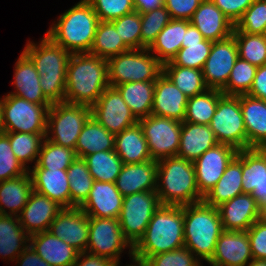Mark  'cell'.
Here are the masks:
<instances>
[{"label": "cell", "mask_w": 266, "mask_h": 266, "mask_svg": "<svg viewBox=\"0 0 266 266\" xmlns=\"http://www.w3.org/2000/svg\"><path fill=\"white\" fill-rule=\"evenodd\" d=\"M126 247L130 248L129 255H133V246L124 237L118 219L89 217L86 252L120 262V254Z\"/></svg>", "instance_id": "obj_13"}, {"label": "cell", "mask_w": 266, "mask_h": 266, "mask_svg": "<svg viewBox=\"0 0 266 266\" xmlns=\"http://www.w3.org/2000/svg\"><path fill=\"white\" fill-rule=\"evenodd\" d=\"M91 116L114 135L138 123L119 91L110 86L91 107Z\"/></svg>", "instance_id": "obj_14"}, {"label": "cell", "mask_w": 266, "mask_h": 266, "mask_svg": "<svg viewBox=\"0 0 266 266\" xmlns=\"http://www.w3.org/2000/svg\"><path fill=\"white\" fill-rule=\"evenodd\" d=\"M48 231L79 252H86L89 216L80 207L63 208Z\"/></svg>", "instance_id": "obj_17"}, {"label": "cell", "mask_w": 266, "mask_h": 266, "mask_svg": "<svg viewBox=\"0 0 266 266\" xmlns=\"http://www.w3.org/2000/svg\"><path fill=\"white\" fill-rule=\"evenodd\" d=\"M266 174V148L242 150V190L263 202L262 181Z\"/></svg>", "instance_id": "obj_31"}, {"label": "cell", "mask_w": 266, "mask_h": 266, "mask_svg": "<svg viewBox=\"0 0 266 266\" xmlns=\"http://www.w3.org/2000/svg\"><path fill=\"white\" fill-rule=\"evenodd\" d=\"M110 87L126 82L156 81L163 73V64L147 48L131 49L109 58Z\"/></svg>", "instance_id": "obj_7"}, {"label": "cell", "mask_w": 266, "mask_h": 266, "mask_svg": "<svg viewBox=\"0 0 266 266\" xmlns=\"http://www.w3.org/2000/svg\"><path fill=\"white\" fill-rule=\"evenodd\" d=\"M14 82L16 92L14 96L26 99L36 104H52L43 94L37 72L32 60L22 52L15 65Z\"/></svg>", "instance_id": "obj_28"}, {"label": "cell", "mask_w": 266, "mask_h": 266, "mask_svg": "<svg viewBox=\"0 0 266 266\" xmlns=\"http://www.w3.org/2000/svg\"><path fill=\"white\" fill-rule=\"evenodd\" d=\"M62 209L63 207L57 202L33 190L18 217L22 228L32 235L48 231L52 221Z\"/></svg>", "instance_id": "obj_20"}, {"label": "cell", "mask_w": 266, "mask_h": 266, "mask_svg": "<svg viewBox=\"0 0 266 266\" xmlns=\"http://www.w3.org/2000/svg\"><path fill=\"white\" fill-rule=\"evenodd\" d=\"M135 11L144 13L164 6V0H133Z\"/></svg>", "instance_id": "obj_60"}, {"label": "cell", "mask_w": 266, "mask_h": 266, "mask_svg": "<svg viewBox=\"0 0 266 266\" xmlns=\"http://www.w3.org/2000/svg\"><path fill=\"white\" fill-rule=\"evenodd\" d=\"M247 234L253 259H266V225L255 221Z\"/></svg>", "instance_id": "obj_54"}, {"label": "cell", "mask_w": 266, "mask_h": 266, "mask_svg": "<svg viewBox=\"0 0 266 266\" xmlns=\"http://www.w3.org/2000/svg\"><path fill=\"white\" fill-rule=\"evenodd\" d=\"M156 190L123 197L118 221L124 237L134 246L143 236L155 210L160 206Z\"/></svg>", "instance_id": "obj_10"}, {"label": "cell", "mask_w": 266, "mask_h": 266, "mask_svg": "<svg viewBox=\"0 0 266 266\" xmlns=\"http://www.w3.org/2000/svg\"><path fill=\"white\" fill-rule=\"evenodd\" d=\"M130 257L132 258V263L134 264L131 263V265L127 266H150L149 262L146 259L139 258L135 255H131ZM114 266H119V262H115Z\"/></svg>", "instance_id": "obj_62"}, {"label": "cell", "mask_w": 266, "mask_h": 266, "mask_svg": "<svg viewBox=\"0 0 266 266\" xmlns=\"http://www.w3.org/2000/svg\"><path fill=\"white\" fill-rule=\"evenodd\" d=\"M114 150L123 164L152 160L147 140L139 123L115 135Z\"/></svg>", "instance_id": "obj_32"}, {"label": "cell", "mask_w": 266, "mask_h": 266, "mask_svg": "<svg viewBox=\"0 0 266 266\" xmlns=\"http://www.w3.org/2000/svg\"><path fill=\"white\" fill-rule=\"evenodd\" d=\"M32 191L33 183L29 171L22 176L1 181L0 214L19 216L28 202ZM5 207L9 209V213L6 211Z\"/></svg>", "instance_id": "obj_33"}, {"label": "cell", "mask_w": 266, "mask_h": 266, "mask_svg": "<svg viewBox=\"0 0 266 266\" xmlns=\"http://www.w3.org/2000/svg\"><path fill=\"white\" fill-rule=\"evenodd\" d=\"M114 142L115 135L91 116L77 138L75 152L78 158L84 159L87 155L96 152L114 150Z\"/></svg>", "instance_id": "obj_35"}, {"label": "cell", "mask_w": 266, "mask_h": 266, "mask_svg": "<svg viewBox=\"0 0 266 266\" xmlns=\"http://www.w3.org/2000/svg\"><path fill=\"white\" fill-rule=\"evenodd\" d=\"M115 184L123 197L142 191L156 190L157 161L152 159L142 163L123 164Z\"/></svg>", "instance_id": "obj_23"}, {"label": "cell", "mask_w": 266, "mask_h": 266, "mask_svg": "<svg viewBox=\"0 0 266 266\" xmlns=\"http://www.w3.org/2000/svg\"><path fill=\"white\" fill-rule=\"evenodd\" d=\"M170 20L165 6L141 13V49L148 48Z\"/></svg>", "instance_id": "obj_48"}, {"label": "cell", "mask_w": 266, "mask_h": 266, "mask_svg": "<svg viewBox=\"0 0 266 266\" xmlns=\"http://www.w3.org/2000/svg\"><path fill=\"white\" fill-rule=\"evenodd\" d=\"M234 28L247 34L266 35V0H254Z\"/></svg>", "instance_id": "obj_49"}, {"label": "cell", "mask_w": 266, "mask_h": 266, "mask_svg": "<svg viewBox=\"0 0 266 266\" xmlns=\"http://www.w3.org/2000/svg\"><path fill=\"white\" fill-rule=\"evenodd\" d=\"M248 95L266 101V64L257 67L253 85Z\"/></svg>", "instance_id": "obj_57"}, {"label": "cell", "mask_w": 266, "mask_h": 266, "mask_svg": "<svg viewBox=\"0 0 266 266\" xmlns=\"http://www.w3.org/2000/svg\"><path fill=\"white\" fill-rule=\"evenodd\" d=\"M237 153L233 146L218 143L193 162L196 184L202 197L216 185Z\"/></svg>", "instance_id": "obj_15"}, {"label": "cell", "mask_w": 266, "mask_h": 266, "mask_svg": "<svg viewBox=\"0 0 266 266\" xmlns=\"http://www.w3.org/2000/svg\"><path fill=\"white\" fill-rule=\"evenodd\" d=\"M29 243L31 248L51 266H72L80 253L49 231L30 235Z\"/></svg>", "instance_id": "obj_25"}, {"label": "cell", "mask_w": 266, "mask_h": 266, "mask_svg": "<svg viewBox=\"0 0 266 266\" xmlns=\"http://www.w3.org/2000/svg\"><path fill=\"white\" fill-rule=\"evenodd\" d=\"M204 39L201 32L188 20V28L182 43L202 42Z\"/></svg>", "instance_id": "obj_61"}, {"label": "cell", "mask_w": 266, "mask_h": 266, "mask_svg": "<svg viewBox=\"0 0 266 266\" xmlns=\"http://www.w3.org/2000/svg\"><path fill=\"white\" fill-rule=\"evenodd\" d=\"M238 55L250 64L260 67L266 64V35L247 34L233 29Z\"/></svg>", "instance_id": "obj_45"}, {"label": "cell", "mask_w": 266, "mask_h": 266, "mask_svg": "<svg viewBox=\"0 0 266 266\" xmlns=\"http://www.w3.org/2000/svg\"><path fill=\"white\" fill-rule=\"evenodd\" d=\"M33 190L57 202L63 208H70V187L67 170L29 169Z\"/></svg>", "instance_id": "obj_26"}, {"label": "cell", "mask_w": 266, "mask_h": 266, "mask_svg": "<svg viewBox=\"0 0 266 266\" xmlns=\"http://www.w3.org/2000/svg\"><path fill=\"white\" fill-rule=\"evenodd\" d=\"M263 202H266V174L262 181Z\"/></svg>", "instance_id": "obj_66"}, {"label": "cell", "mask_w": 266, "mask_h": 266, "mask_svg": "<svg viewBox=\"0 0 266 266\" xmlns=\"http://www.w3.org/2000/svg\"><path fill=\"white\" fill-rule=\"evenodd\" d=\"M184 246V206L160 205L146 231L133 246V255L149 257Z\"/></svg>", "instance_id": "obj_2"}, {"label": "cell", "mask_w": 266, "mask_h": 266, "mask_svg": "<svg viewBox=\"0 0 266 266\" xmlns=\"http://www.w3.org/2000/svg\"><path fill=\"white\" fill-rule=\"evenodd\" d=\"M76 158L74 149L57 145L45 138L33 169L67 170Z\"/></svg>", "instance_id": "obj_43"}, {"label": "cell", "mask_w": 266, "mask_h": 266, "mask_svg": "<svg viewBox=\"0 0 266 266\" xmlns=\"http://www.w3.org/2000/svg\"><path fill=\"white\" fill-rule=\"evenodd\" d=\"M247 231H223L219 236L210 266H247L252 260Z\"/></svg>", "instance_id": "obj_18"}, {"label": "cell", "mask_w": 266, "mask_h": 266, "mask_svg": "<svg viewBox=\"0 0 266 266\" xmlns=\"http://www.w3.org/2000/svg\"><path fill=\"white\" fill-rule=\"evenodd\" d=\"M217 144L218 141L209 125L182 122L177 157L194 162Z\"/></svg>", "instance_id": "obj_29"}, {"label": "cell", "mask_w": 266, "mask_h": 266, "mask_svg": "<svg viewBox=\"0 0 266 266\" xmlns=\"http://www.w3.org/2000/svg\"><path fill=\"white\" fill-rule=\"evenodd\" d=\"M115 88L137 120L151 115L155 81L126 82Z\"/></svg>", "instance_id": "obj_36"}, {"label": "cell", "mask_w": 266, "mask_h": 266, "mask_svg": "<svg viewBox=\"0 0 266 266\" xmlns=\"http://www.w3.org/2000/svg\"><path fill=\"white\" fill-rule=\"evenodd\" d=\"M190 22L205 39L220 41L233 34L234 24L211 1L203 0Z\"/></svg>", "instance_id": "obj_24"}, {"label": "cell", "mask_w": 266, "mask_h": 266, "mask_svg": "<svg viewBox=\"0 0 266 266\" xmlns=\"http://www.w3.org/2000/svg\"><path fill=\"white\" fill-rule=\"evenodd\" d=\"M187 28L188 20L171 19L147 49L162 64L170 62L181 49Z\"/></svg>", "instance_id": "obj_34"}, {"label": "cell", "mask_w": 266, "mask_h": 266, "mask_svg": "<svg viewBox=\"0 0 266 266\" xmlns=\"http://www.w3.org/2000/svg\"><path fill=\"white\" fill-rule=\"evenodd\" d=\"M150 266H200V260L185 246L147 259Z\"/></svg>", "instance_id": "obj_53"}, {"label": "cell", "mask_w": 266, "mask_h": 266, "mask_svg": "<svg viewBox=\"0 0 266 266\" xmlns=\"http://www.w3.org/2000/svg\"><path fill=\"white\" fill-rule=\"evenodd\" d=\"M247 266H266V259H252Z\"/></svg>", "instance_id": "obj_64"}, {"label": "cell", "mask_w": 266, "mask_h": 266, "mask_svg": "<svg viewBox=\"0 0 266 266\" xmlns=\"http://www.w3.org/2000/svg\"><path fill=\"white\" fill-rule=\"evenodd\" d=\"M4 133V123H3V99L0 100V134Z\"/></svg>", "instance_id": "obj_65"}, {"label": "cell", "mask_w": 266, "mask_h": 266, "mask_svg": "<svg viewBox=\"0 0 266 266\" xmlns=\"http://www.w3.org/2000/svg\"><path fill=\"white\" fill-rule=\"evenodd\" d=\"M213 41L204 39L202 42L182 43L181 49L171 62L176 66H183L203 70Z\"/></svg>", "instance_id": "obj_47"}, {"label": "cell", "mask_w": 266, "mask_h": 266, "mask_svg": "<svg viewBox=\"0 0 266 266\" xmlns=\"http://www.w3.org/2000/svg\"><path fill=\"white\" fill-rule=\"evenodd\" d=\"M115 262L103 256L80 252L72 266H114Z\"/></svg>", "instance_id": "obj_58"}, {"label": "cell", "mask_w": 266, "mask_h": 266, "mask_svg": "<svg viewBox=\"0 0 266 266\" xmlns=\"http://www.w3.org/2000/svg\"><path fill=\"white\" fill-rule=\"evenodd\" d=\"M122 202L123 195L115 183L94 181L88 198L80 208L89 217L118 219Z\"/></svg>", "instance_id": "obj_22"}, {"label": "cell", "mask_w": 266, "mask_h": 266, "mask_svg": "<svg viewBox=\"0 0 266 266\" xmlns=\"http://www.w3.org/2000/svg\"><path fill=\"white\" fill-rule=\"evenodd\" d=\"M203 0H164L171 19L191 20Z\"/></svg>", "instance_id": "obj_55"}, {"label": "cell", "mask_w": 266, "mask_h": 266, "mask_svg": "<svg viewBox=\"0 0 266 266\" xmlns=\"http://www.w3.org/2000/svg\"><path fill=\"white\" fill-rule=\"evenodd\" d=\"M84 160L90 175L95 181L100 182L115 183L123 166V162L115 150L96 152L87 155Z\"/></svg>", "instance_id": "obj_41"}, {"label": "cell", "mask_w": 266, "mask_h": 266, "mask_svg": "<svg viewBox=\"0 0 266 266\" xmlns=\"http://www.w3.org/2000/svg\"><path fill=\"white\" fill-rule=\"evenodd\" d=\"M23 52L32 60L40 75L39 83L44 96L51 103L64 102L71 53L46 35L39 44L28 41Z\"/></svg>", "instance_id": "obj_3"}, {"label": "cell", "mask_w": 266, "mask_h": 266, "mask_svg": "<svg viewBox=\"0 0 266 266\" xmlns=\"http://www.w3.org/2000/svg\"><path fill=\"white\" fill-rule=\"evenodd\" d=\"M188 97L162 73L155 81L152 115L183 122Z\"/></svg>", "instance_id": "obj_21"}, {"label": "cell", "mask_w": 266, "mask_h": 266, "mask_svg": "<svg viewBox=\"0 0 266 266\" xmlns=\"http://www.w3.org/2000/svg\"><path fill=\"white\" fill-rule=\"evenodd\" d=\"M109 86L106 59L90 53L71 54L64 102L92 107Z\"/></svg>", "instance_id": "obj_1"}, {"label": "cell", "mask_w": 266, "mask_h": 266, "mask_svg": "<svg viewBox=\"0 0 266 266\" xmlns=\"http://www.w3.org/2000/svg\"><path fill=\"white\" fill-rule=\"evenodd\" d=\"M70 187V208L80 207L88 198L94 183L90 175L86 161L76 158L67 168Z\"/></svg>", "instance_id": "obj_42"}, {"label": "cell", "mask_w": 266, "mask_h": 266, "mask_svg": "<svg viewBox=\"0 0 266 266\" xmlns=\"http://www.w3.org/2000/svg\"><path fill=\"white\" fill-rule=\"evenodd\" d=\"M111 22L130 49H141V13L134 11Z\"/></svg>", "instance_id": "obj_50"}, {"label": "cell", "mask_w": 266, "mask_h": 266, "mask_svg": "<svg viewBox=\"0 0 266 266\" xmlns=\"http://www.w3.org/2000/svg\"><path fill=\"white\" fill-rule=\"evenodd\" d=\"M220 144L247 149V135L239 96L223 95L209 124Z\"/></svg>", "instance_id": "obj_11"}, {"label": "cell", "mask_w": 266, "mask_h": 266, "mask_svg": "<svg viewBox=\"0 0 266 266\" xmlns=\"http://www.w3.org/2000/svg\"><path fill=\"white\" fill-rule=\"evenodd\" d=\"M29 236L18 216L0 214V256L14 261L29 245Z\"/></svg>", "instance_id": "obj_37"}, {"label": "cell", "mask_w": 266, "mask_h": 266, "mask_svg": "<svg viewBox=\"0 0 266 266\" xmlns=\"http://www.w3.org/2000/svg\"><path fill=\"white\" fill-rule=\"evenodd\" d=\"M138 123L142 127L153 160L177 156L182 122L151 114L138 120Z\"/></svg>", "instance_id": "obj_12"}, {"label": "cell", "mask_w": 266, "mask_h": 266, "mask_svg": "<svg viewBox=\"0 0 266 266\" xmlns=\"http://www.w3.org/2000/svg\"><path fill=\"white\" fill-rule=\"evenodd\" d=\"M58 18L45 35L71 54L89 53L100 22L93 7L81 0Z\"/></svg>", "instance_id": "obj_4"}, {"label": "cell", "mask_w": 266, "mask_h": 266, "mask_svg": "<svg viewBox=\"0 0 266 266\" xmlns=\"http://www.w3.org/2000/svg\"><path fill=\"white\" fill-rule=\"evenodd\" d=\"M156 192L162 205L184 206L203 201L193 162L177 156L157 161Z\"/></svg>", "instance_id": "obj_5"}, {"label": "cell", "mask_w": 266, "mask_h": 266, "mask_svg": "<svg viewBox=\"0 0 266 266\" xmlns=\"http://www.w3.org/2000/svg\"><path fill=\"white\" fill-rule=\"evenodd\" d=\"M163 73L188 98L205 92L208 87L204 82L203 71L183 66H176L171 61L163 64Z\"/></svg>", "instance_id": "obj_39"}, {"label": "cell", "mask_w": 266, "mask_h": 266, "mask_svg": "<svg viewBox=\"0 0 266 266\" xmlns=\"http://www.w3.org/2000/svg\"><path fill=\"white\" fill-rule=\"evenodd\" d=\"M20 261V262H19ZM16 263L20 266H51L45 262L34 250L28 245L23 252L16 258Z\"/></svg>", "instance_id": "obj_59"}, {"label": "cell", "mask_w": 266, "mask_h": 266, "mask_svg": "<svg viewBox=\"0 0 266 266\" xmlns=\"http://www.w3.org/2000/svg\"><path fill=\"white\" fill-rule=\"evenodd\" d=\"M235 25L254 0H211Z\"/></svg>", "instance_id": "obj_56"}, {"label": "cell", "mask_w": 266, "mask_h": 266, "mask_svg": "<svg viewBox=\"0 0 266 266\" xmlns=\"http://www.w3.org/2000/svg\"><path fill=\"white\" fill-rule=\"evenodd\" d=\"M29 170L15 157L9 138L0 134V182L22 176Z\"/></svg>", "instance_id": "obj_51"}, {"label": "cell", "mask_w": 266, "mask_h": 266, "mask_svg": "<svg viewBox=\"0 0 266 266\" xmlns=\"http://www.w3.org/2000/svg\"><path fill=\"white\" fill-rule=\"evenodd\" d=\"M257 221L266 225V202L259 203V213Z\"/></svg>", "instance_id": "obj_63"}, {"label": "cell", "mask_w": 266, "mask_h": 266, "mask_svg": "<svg viewBox=\"0 0 266 266\" xmlns=\"http://www.w3.org/2000/svg\"><path fill=\"white\" fill-rule=\"evenodd\" d=\"M223 95L219 89L208 88L205 92L188 98L183 122L209 125L216 111L218 100Z\"/></svg>", "instance_id": "obj_40"}, {"label": "cell", "mask_w": 266, "mask_h": 266, "mask_svg": "<svg viewBox=\"0 0 266 266\" xmlns=\"http://www.w3.org/2000/svg\"><path fill=\"white\" fill-rule=\"evenodd\" d=\"M131 50L118 34L114 24L111 21H100L93 44L90 49V54L108 60L118 54Z\"/></svg>", "instance_id": "obj_38"}, {"label": "cell", "mask_w": 266, "mask_h": 266, "mask_svg": "<svg viewBox=\"0 0 266 266\" xmlns=\"http://www.w3.org/2000/svg\"><path fill=\"white\" fill-rule=\"evenodd\" d=\"M247 135V149L266 148V101L248 94L240 95Z\"/></svg>", "instance_id": "obj_27"}, {"label": "cell", "mask_w": 266, "mask_h": 266, "mask_svg": "<svg viewBox=\"0 0 266 266\" xmlns=\"http://www.w3.org/2000/svg\"><path fill=\"white\" fill-rule=\"evenodd\" d=\"M259 201L253 194L243 193L218 206L225 231H247L258 220Z\"/></svg>", "instance_id": "obj_19"}, {"label": "cell", "mask_w": 266, "mask_h": 266, "mask_svg": "<svg viewBox=\"0 0 266 266\" xmlns=\"http://www.w3.org/2000/svg\"><path fill=\"white\" fill-rule=\"evenodd\" d=\"M242 150L232 159L216 185L203 197V201L213 207L243 194L242 190Z\"/></svg>", "instance_id": "obj_30"}, {"label": "cell", "mask_w": 266, "mask_h": 266, "mask_svg": "<svg viewBox=\"0 0 266 266\" xmlns=\"http://www.w3.org/2000/svg\"><path fill=\"white\" fill-rule=\"evenodd\" d=\"M9 138L10 146L15 157L24 165L28 170L29 166H26L28 162L36 161L37 163L42 140L45 139L46 134H33L24 132H4Z\"/></svg>", "instance_id": "obj_44"}, {"label": "cell", "mask_w": 266, "mask_h": 266, "mask_svg": "<svg viewBox=\"0 0 266 266\" xmlns=\"http://www.w3.org/2000/svg\"><path fill=\"white\" fill-rule=\"evenodd\" d=\"M90 117V106L67 102L52 103L47 112L45 138L75 150L77 138Z\"/></svg>", "instance_id": "obj_8"}, {"label": "cell", "mask_w": 266, "mask_h": 266, "mask_svg": "<svg viewBox=\"0 0 266 266\" xmlns=\"http://www.w3.org/2000/svg\"><path fill=\"white\" fill-rule=\"evenodd\" d=\"M256 70V66L238 57L227 84L221 89V92L227 96L248 94L253 85Z\"/></svg>", "instance_id": "obj_46"}, {"label": "cell", "mask_w": 266, "mask_h": 266, "mask_svg": "<svg viewBox=\"0 0 266 266\" xmlns=\"http://www.w3.org/2000/svg\"><path fill=\"white\" fill-rule=\"evenodd\" d=\"M223 231L218 207L204 201L184 205V246L199 260L212 258Z\"/></svg>", "instance_id": "obj_6"}, {"label": "cell", "mask_w": 266, "mask_h": 266, "mask_svg": "<svg viewBox=\"0 0 266 266\" xmlns=\"http://www.w3.org/2000/svg\"><path fill=\"white\" fill-rule=\"evenodd\" d=\"M51 106L6 94L3 97L4 132L46 134L47 112Z\"/></svg>", "instance_id": "obj_9"}, {"label": "cell", "mask_w": 266, "mask_h": 266, "mask_svg": "<svg viewBox=\"0 0 266 266\" xmlns=\"http://www.w3.org/2000/svg\"><path fill=\"white\" fill-rule=\"evenodd\" d=\"M100 21H113L135 11L133 0H86Z\"/></svg>", "instance_id": "obj_52"}, {"label": "cell", "mask_w": 266, "mask_h": 266, "mask_svg": "<svg viewBox=\"0 0 266 266\" xmlns=\"http://www.w3.org/2000/svg\"><path fill=\"white\" fill-rule=\"evenodd\" d=\"M238 57V46L233 35L214 41L202 70L206 86L221 90L227 84Z\"/></svg>", "instance_id": "obj_16"}]
</instances>
